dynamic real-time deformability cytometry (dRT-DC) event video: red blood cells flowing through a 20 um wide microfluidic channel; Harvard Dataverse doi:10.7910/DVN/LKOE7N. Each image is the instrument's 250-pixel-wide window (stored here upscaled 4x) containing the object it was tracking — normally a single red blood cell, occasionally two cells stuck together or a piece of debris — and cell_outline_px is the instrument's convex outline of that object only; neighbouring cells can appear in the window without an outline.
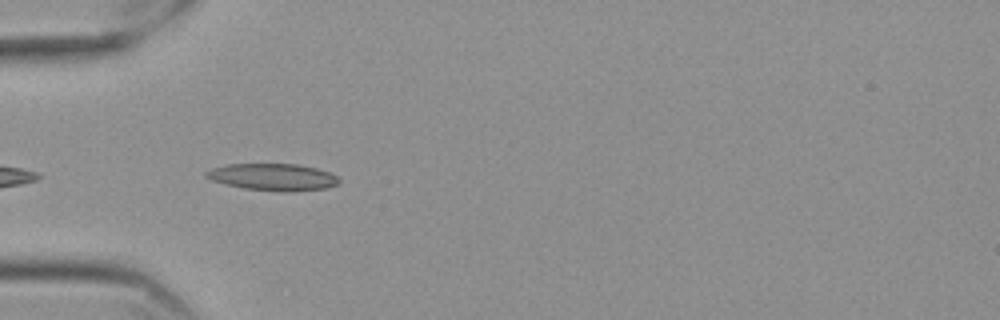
{"species": "Egyptian fruit bat (a non-hibernating species)", "species_latin": "Rousettus aegyptiacus", "temperature_condition": "cold", "stored_images_in_passage": 38, "camera_frame_rate_fps": 3000, "um_per_image_px": 0.085, "frame": {"image": 1, "passage_image": 3, "time_ms": 0.667, "image_size_px": [1000, 320], "cell_outline_px": [[340, 180], [336, 184], [328, 188], [292, 192], [280, 192], [244, 188], [224, 184], [212, 180], [204, 176], [204, 172], [212, 168], [228, 164], [296, 164], [316, 168], [328, 172], [336, 176]], "centroid_in_image_um": [23.18, 15.06], "position_along_channel_um": 61.8, "area_um2": 20.92}}
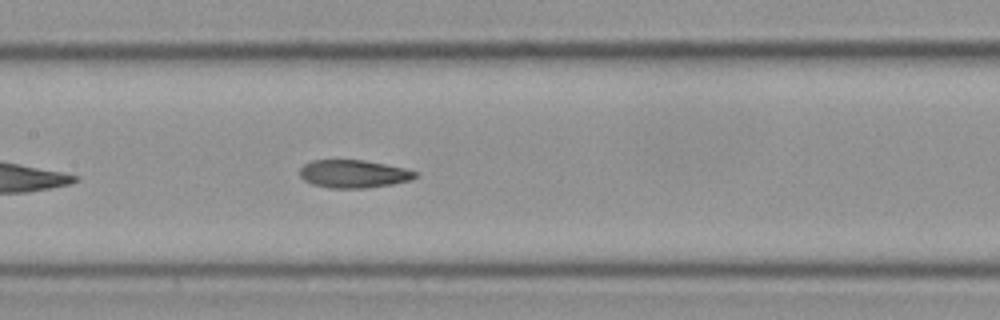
{"frame": {"image": 2, "passage_image": 13, "time_ms": 4.0, "image_size_px": [1000, 320], "cell_outline_px": [[416, 176], [412, 180], [392, 184], [368, 188], [328, 188], [312, 184], [304, 180], [300, 176], [300, 168], [304, 164], [312, 160], [364, 160], [404, 168], [416, 172]], "centroid_in_image_um": [30.03, 14.78], "position_along_channel_um": 177.4, "area_um2": 18.79}}
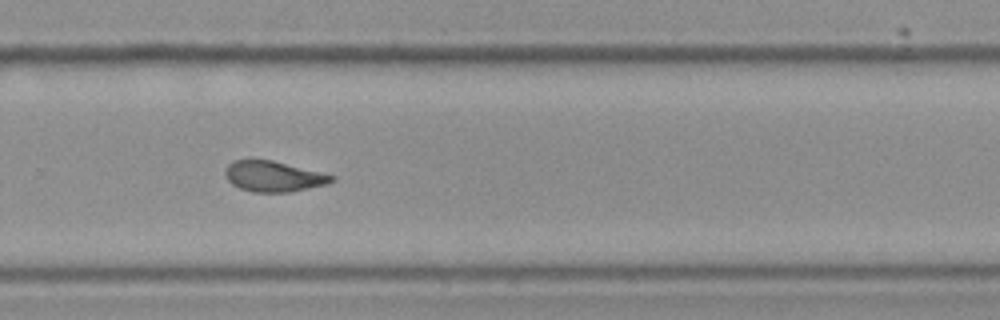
{"frame": {"image": 3, "passage_image": 24, "time_ms": 7.667, "image_size_px": [1000, 320], "cell_outline_px": [[336, 180], [328, 184], [288, 192], [252, 192], [240, 188], [232, 184], [228, 180], [224, 172], [228, 164], [232, 160], [272, 160], [336, 176]], "centroid_in_image_um": [23.25, 14.99], "position_along_channel_um": 306.5, "area_um2": 18.9}, "authors_computed_cell_mechanics": {"area_um2": 19.2474, "velocity_mm_per_s": 3.5326, "shape_relaxation_time_tau1_ms": 8.9989, "shape_relaxation_time_tau2_ms": 3.9771, "deformation_change_tau1": 0.2292, "deformation_change_tau2": 0.123}}